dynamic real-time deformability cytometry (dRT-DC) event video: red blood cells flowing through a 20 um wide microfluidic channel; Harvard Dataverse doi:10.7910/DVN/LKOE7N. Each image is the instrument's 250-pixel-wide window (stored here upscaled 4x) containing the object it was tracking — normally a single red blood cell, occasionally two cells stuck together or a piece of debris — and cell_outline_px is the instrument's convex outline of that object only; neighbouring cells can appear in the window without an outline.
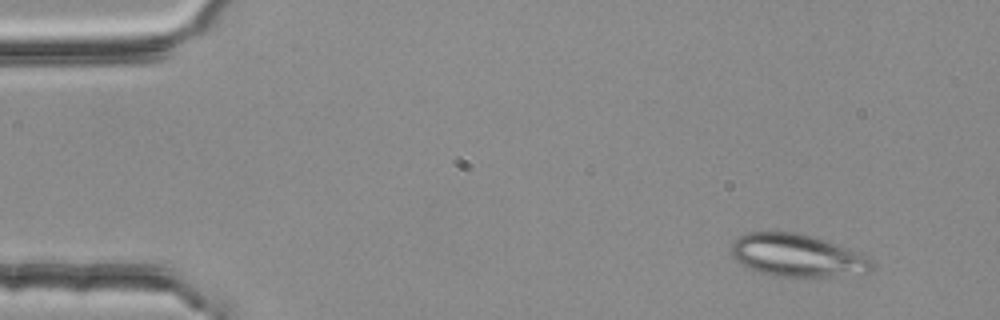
{"species": "common noctule bat (a hibernating species)", "species_latin": "Nyctalus noctula", "temperature_condition": "room temperature", "stored_images_in_passage": 3, "camera_frame_rate_fps": 3000, "um_per_image_px": 0.085, "animal": {"sex": "female", "body_mass_g": 25.1}, "frame": {"image": 1, "passage_image": 1, "time_ms": 0.0, "image_size_px": [1000, 320], "cell_outline_px": [[876, 268], [868, 272], [828, 276], [772, 276], [760, 272], [740, 264], [732, 256], [732, 244], [740, 236], [748, 232], [792, 232], [812, 236], [860, 252], [872, 260], [876, 264]], "centroid_in_image_um": [67.79, 21.71], "position_along_channel_um": 17.2, "area_um2": 34.62}}